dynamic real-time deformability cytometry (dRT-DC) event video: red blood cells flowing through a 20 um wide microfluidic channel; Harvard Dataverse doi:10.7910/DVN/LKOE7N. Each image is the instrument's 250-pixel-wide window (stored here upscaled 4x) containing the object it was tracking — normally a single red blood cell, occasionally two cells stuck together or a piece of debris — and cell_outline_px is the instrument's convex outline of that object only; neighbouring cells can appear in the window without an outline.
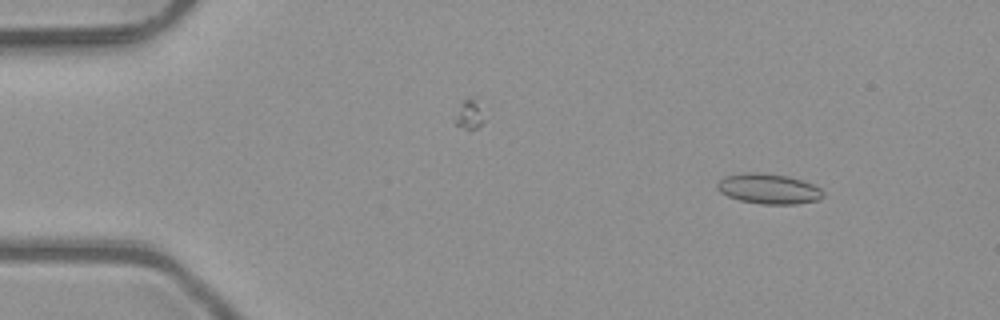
{"species": "common noctule bat (a hibernating species)", "species_latin": "Nyctalus noctula", "temperature_condition": "room temperature", "stored_images_in_passage": 5, "camera_frame_rate_fps": 3000, "um_per_image_px": 0.085, "animal": {"sex": "male", "body_mass_g": 23.1, "forearm_length_mm": 52.7}, "frame": {"image": 1, "passage_image": 1, "time_ms": 0.0, "image_size_px": [1000, 320], "cell_outline_px": [[824, 196], [820, 200], [796, 204], [764, 204], [740, 200], [728, 196], [720, 192], [716, 188], [716, 184], [724, 176], [748, 172], [760, 172], [788, 176], [804, 180], [820, 188], [824, 192]], "centroid_in_image_um": [65.35, 16.04], "position_along_channel_um": 19.6, "area_um2": 18.79}}
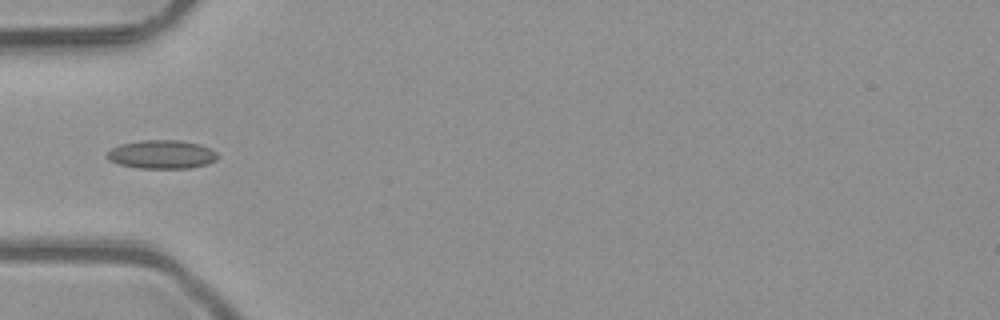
{"frame": {"image": 2, "passage_image": 4, "time_ms": 1.0, "image_size_px": [1000, 320], "cell_outline_px": [[220, 156], [216, 160], [208, 164], [192, 168], [136, 168], [120, 164], [108, 160], [108, 152], [112, 148], [120, 144], [140, 140], [180, 140], [200, 144], [216, 152]], "centroid_in_image_um": [13.78, 13.12], "position_along_channel_um": 71.2, "area_um2": 18.5}}
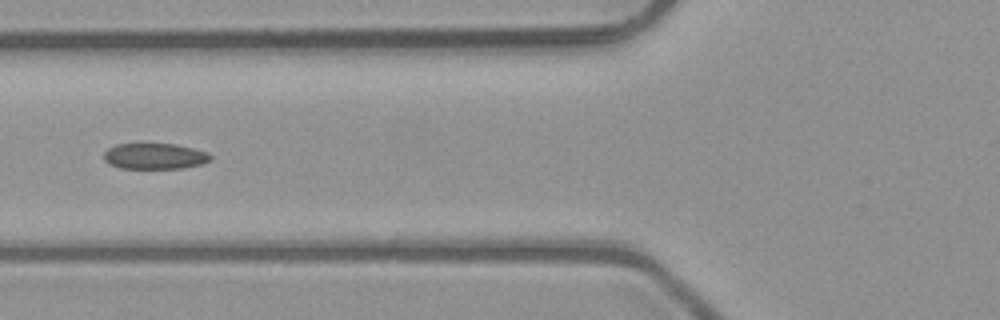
{"frame": {"image": 3, "passage_image": 5, "time_ms": 1.333, "image_size_px": [1000, 320], "cell_outline_px": [[212, 160], [200, 164], [184, 168], [120, 168], [108, 164], [104, 160], [104, 152], [108, 148], [116, 144], [176, 144], [208, 152], [212, 156]], "centroid_in_image_um": [13.15, 13.28], "position_along_channel_um": 112.7, "area_um2": 16.13}}